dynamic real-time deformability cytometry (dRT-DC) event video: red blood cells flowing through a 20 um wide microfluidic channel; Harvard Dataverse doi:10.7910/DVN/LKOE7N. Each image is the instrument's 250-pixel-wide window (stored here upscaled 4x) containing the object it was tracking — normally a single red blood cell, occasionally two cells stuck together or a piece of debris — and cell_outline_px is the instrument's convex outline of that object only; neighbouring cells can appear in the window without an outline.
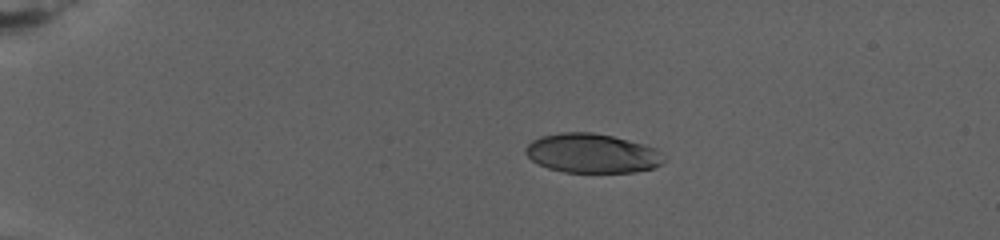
{"species": "human", "species_latin": "Homo sapiens", "temperature_condition": "warm", "stored_images_in_passage": 40, "camera_frame_rate_fps": 3000, "um_per_image_px": 0.085, "donor": {"sex": "female"}, "frame": {"image": 1, "passage_image": 1, "time_ms": 0.0, "image_size_px": [1000, 240], "cell_outline_px": [[664, 160], [660, 164], [652, 168], [636, 172], [564, 172], [548, 168], [532, 160], [524, 152], [524, 148], [532, 140], [540, 136], [560, 132], [592, 132], [612, 136], [628, 140], [656, 148], [660, 152]], "centroid_in_image_um": [50.29, 13.02], "position_along_channel_um": 34.7, "area_um2": 31.56}}
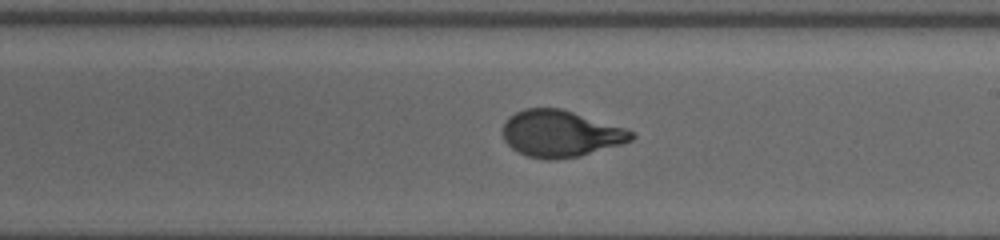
{"frame": {"image": 2, "passage_image": 23, "time_ms": 10.667, "image_size_px": [1000, 240], "cell_outline_px": [[636, 136], [632, 140], [624, 144], [580, 156], [552, 160], [548, 160], [528, 156], [512, 148], [504, 140], [504, 124], [508, 116], [524, 108], [560, 108], [624, 128], [636, 132]], "centroid_in_image_um": [47.67, 11.37], "position_along_channel_um": 241.3, "area_um2": 34.85}}
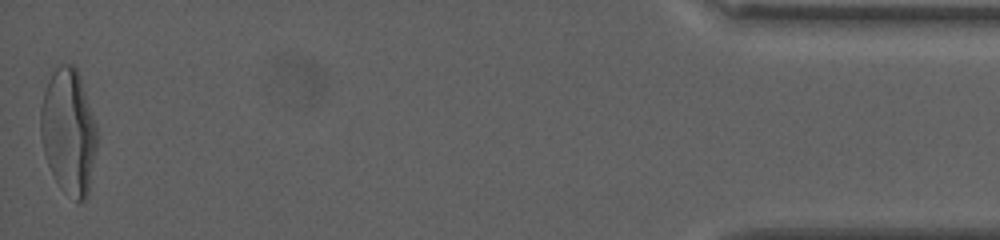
{"frame": {"image": 3, "passage_image": 40, "time_ms": 20.667, "image_size_px": [1000, 240], "cell_outline_px": [[96, 148], [88, 196], [84, 200], [76, 200], [60, 188], [48, 164], [44, 152], [40, 136], [40, 108], [44, 92], [48, 80], [52, 72], [60, 64], [72, 64], [76, 68], [80, 76], [96, 124]], "centroid_in_image_um": [5.82, 11.17], "position_along_channel_um": 429.4, "area_um2": 41.04}, "authors_computed_cell_mechanics": {"area_um2": 34.8245, "velocity_mm_per_s": 2.6631, "shape_relaxation_time_tau1_ms": 5.5096, "shape_relaxation_time_tau2_ms": null, "deformation_change_tau1": 0.2178, "deformation_change_tau2": null}}